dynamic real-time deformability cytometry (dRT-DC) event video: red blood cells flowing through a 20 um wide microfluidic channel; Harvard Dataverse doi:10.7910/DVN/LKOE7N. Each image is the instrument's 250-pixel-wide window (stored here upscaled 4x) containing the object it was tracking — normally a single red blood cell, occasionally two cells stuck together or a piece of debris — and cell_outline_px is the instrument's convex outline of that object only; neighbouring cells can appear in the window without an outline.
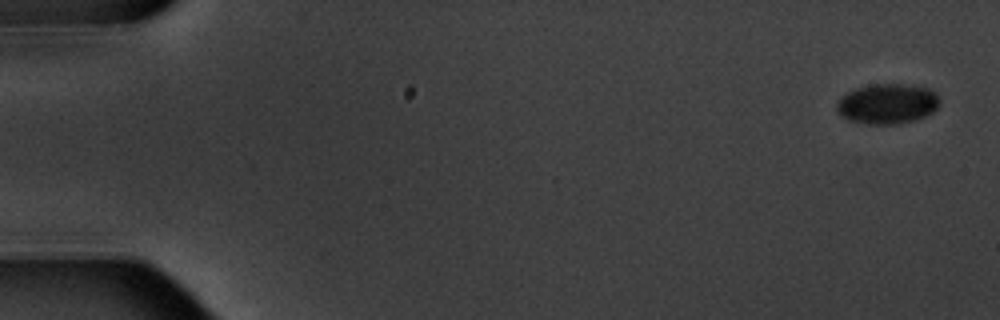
{"species": "common noctule bat (a hibernating species)", "species_latin": "Nyctalus noctula", "temperature_condition": "warm", "stored_images_in_passage": 10, "camera_frame_rate_fps": 3000, "um_per_image_px": 0.085, "animal": {"sex": "male", "body_mass_g": 20.1, "forearm_length_mm": 53.5}, "frame": {"image": 1, "passage_image": 1, "time_ms": 0.0, "image_size_px": [1000, 320], "cell_outline_px": [[940, 104], [932, 112], [916, 120], [900, 124], [868, 124], [848, 120], [836, 108], [836, 100], [840, 96], [856, 88], [872, 84], [912, 84], [928, 88], [936, 92], [940, 100]], "centroid_in_image_um": [75.44, 8.81], "position_along_channel_um": 9.6, "area_um2": 24.33}}
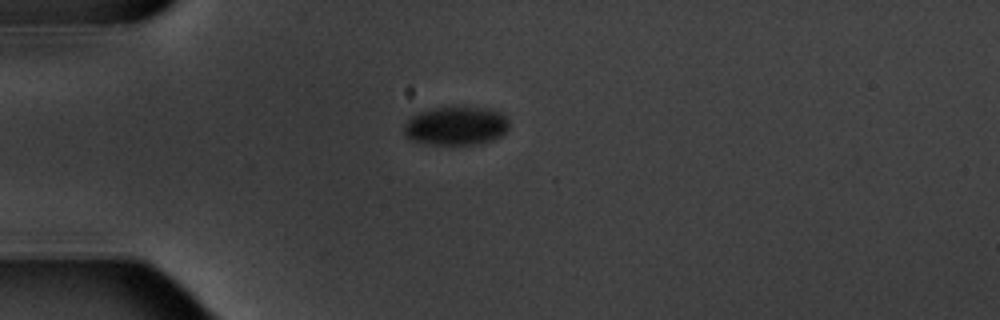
{"frame": {"image": 2, "passage_image": 5, "time_ms": 4.667, "image_size_px": [1000, 320], "cell_outline_px": [[508, 128], [500, 136], [488, 140], [472, 144], [432, 144], [412, 140], [404, 136], [404, 124], [412, 116], [420, 112], [436, 108], [460, 104], [488, 108], [500, 112], [508, 120]], "centroid_in_image_um": [38.75, 10.65], "position_along_channel_um": 46.3, "area_um2": 23.81}}